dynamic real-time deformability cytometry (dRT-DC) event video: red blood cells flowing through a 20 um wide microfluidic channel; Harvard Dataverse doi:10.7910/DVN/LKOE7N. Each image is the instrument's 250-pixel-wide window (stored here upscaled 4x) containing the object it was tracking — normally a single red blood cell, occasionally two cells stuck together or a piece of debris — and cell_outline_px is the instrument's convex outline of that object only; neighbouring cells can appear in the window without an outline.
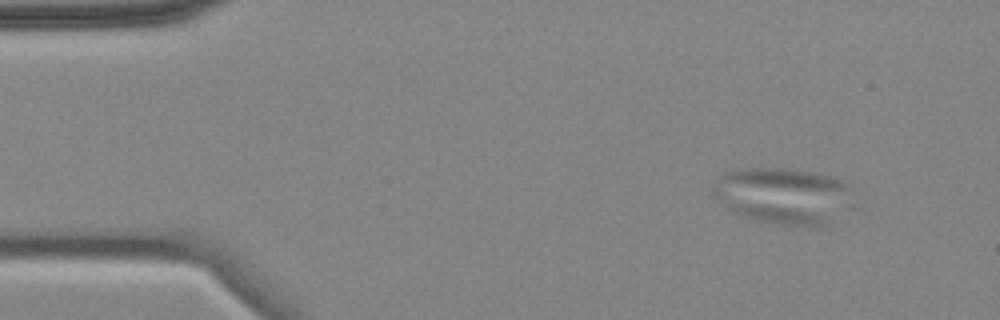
{"species": "common noctule bat (a hibernating species)", "species_latin": "Nyctalus noctula", "temperature_condition": "cold", "stored_images_in_passage": 3, "camera_frame_rate_fps": 3000, "um_per_image_px": 0.085, "animal": {"sex": "female", "body_mass_g": 18.4}, "frame": {"image": 1, "passage_image": 1, "time_ms": 0.0, "image_size_px": [1000, 320], "cell_outline_px": [[856, 208], [828, 228], [820, 228], [780, 224], [752, 220], [740, 216], [732, 212], [716, 200], [712, 192], [712, 184], [724, 172], [740, 168], [792, 168], [816, 172], [844, 180], [852, 184], [856, 188]], "centroid_in_image_um": [66.78, 16.68], "position_along_channel_um": 18.2, "area_um2": 49.07}}